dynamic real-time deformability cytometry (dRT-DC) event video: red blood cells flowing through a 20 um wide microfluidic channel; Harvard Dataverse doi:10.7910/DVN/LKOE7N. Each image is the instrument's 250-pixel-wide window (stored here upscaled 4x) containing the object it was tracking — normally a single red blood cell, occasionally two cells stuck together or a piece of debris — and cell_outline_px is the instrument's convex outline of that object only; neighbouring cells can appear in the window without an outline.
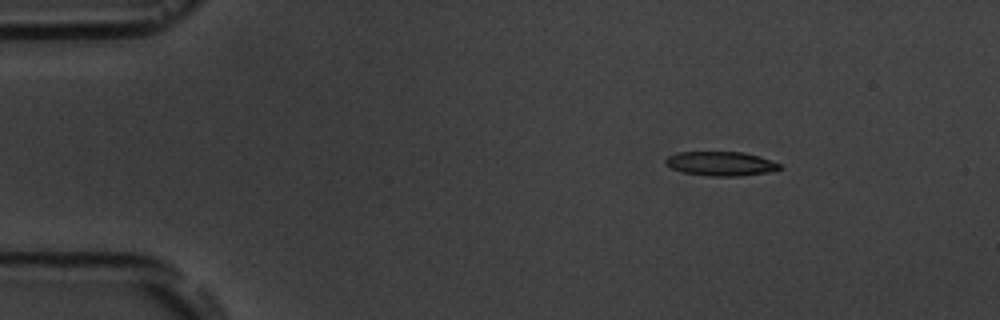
{"species": "common noctule bat (a hibernating species)", "species_latin": "Nyctalus noctula", "temperature_condition": "room temperature", "stored_images_in_passage": 4, "camera_frame_rate_fps": 3000, "um_per_image_px": 0.085, "animal": {"sex": "male", "body_mass_g": 19.5, "forearm_length_mm": 54.6}, "frame": {"image": 1, "passage_image": 1, "time_ms": 0.0, "image_size_px": [1000, 320], "cell_outline_px": [[780, 168], [768, 172], [740, 176], [708, 176], [684, 172], [672, 168], [664, 164], [664, 160], [668, 156], [676, 152], [744, 152], [760, 156], [780, 164]], "centroid_in_image_um": [61.23, 13.9], "position_along_channel_um": 23.8, "area_um2": 16.07}}
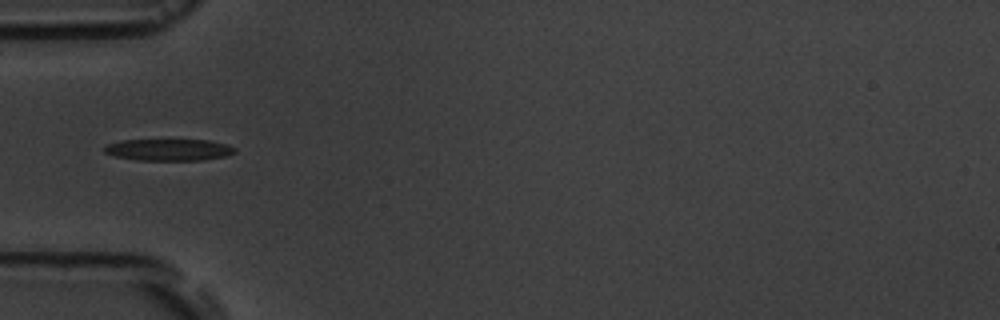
{"frame": {"image": 2, "passage_image": 3, "time_ms": 3.333, "image_size_px": [1000, 320], "cell_outline_px": [[236, 152], [224, 156], [204, 160], [136, 160], [112, 156], [104, 152], [104, 144], [120, 140], [208, 140], [228, 144], [236, 148]], "centroid_in_image_um": [14.3, 12.73], "position_along_channel_um": 70.7, "area_um2": 16.7}}
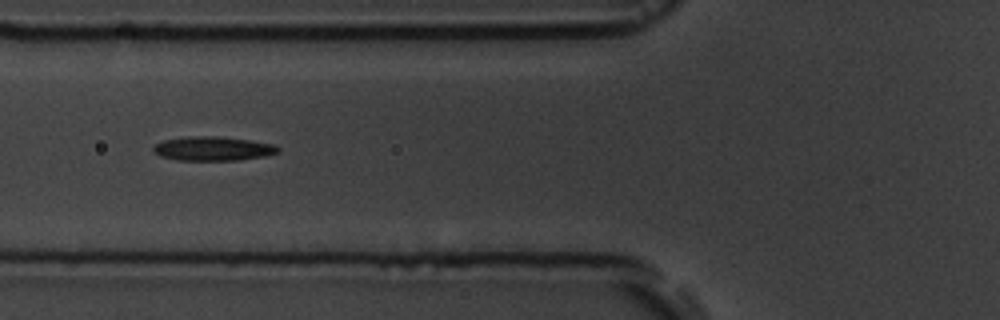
{"frame": {"image": 3, "passage_image": 4, "time_ms": 4.333, "image_size_px": [1000, 320], "cell_outline_px": [[280, 152], [264, 156], [240, 160], [176, 160], [160, 156], [152, 152], [152, 148], [156, 144], [164, 140], [188, 136], [220, 136], [276, 144], [280, 148]], "centroid_in_image_um": [18.11, 12.63], "position_along_channel_um": 107.7, "area_um2": 17.69}}